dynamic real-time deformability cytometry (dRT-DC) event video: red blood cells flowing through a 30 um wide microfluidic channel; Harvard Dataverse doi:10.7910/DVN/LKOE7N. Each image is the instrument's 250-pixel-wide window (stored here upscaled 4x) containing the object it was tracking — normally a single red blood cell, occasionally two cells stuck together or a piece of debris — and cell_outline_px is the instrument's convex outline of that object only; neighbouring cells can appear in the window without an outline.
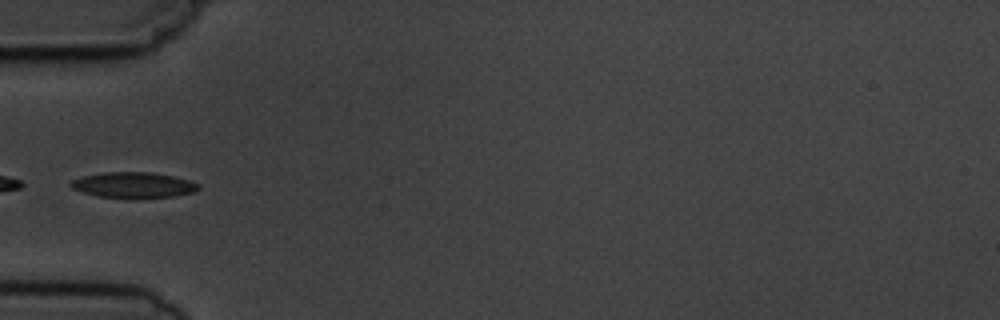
{"species": "common noctule bat (a hibernating species)", "species_latin": "Nyctalus noctula", "temperature_condition": "cold", "stored_images_in_passage": 5, "camera_frame_rate_fps": 3000, "um_per_image_px": 0.085, "animal": {"sex": "male", "body_mass_g": 19.5, "forearm_length_mm": 54.6}, "frame": {"image": 1, "passage_image": 5, "time_ms": 5.333, "image_size_px": [1000, 320], "cell_outline_px": [[200, 188], [196, 192], [176, 196], [96, 196], [72, 188], [68, 184], [68, 180], [84, 176], [104, 172], [152, 172], [172, 176], [188, 180], [200, 184]], "centroid_in_image_um": [11.34, 15.69], "position_along_channel_um": 73.7, "area_um2": 18.61}}